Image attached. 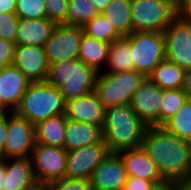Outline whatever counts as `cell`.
I'll return each instance as SVG.
<instances>
[{
    "instance_id": "4fadbf2b",
    "label": "cell",
    "mask_w": 191,
    "mask_h": 190,
    "mask_svg": "<svg viewBox=\"0 0 191 190\" xmlns=\"http://www.w3.org/2000/svg\"><path fill=\"white\" fill-rule=\"evenodd\" d=\"M162 95L163 89L147 77L131 98V108L148 127L160 126Z\"/></svg>"
},
{
    "instance_id": "f35d334b",
    "label": "cell",
    "mask_w": 191,
    "mask_h": 190,
    "mask_svg": "<svg viewBox=\"0 0 191 190\" xmlns=\"http://www.w3.org/2000/svg\"><path fill=\"white\" fill-rule=\"evenodd\" d=\"M16 0H0V12L15 13Z\"/></svg>"
},
{
    "instance_id": "e0dca14e",
    "label": "cell",
    "mask_w": 191,
    "mask_h": 190,
    "mask_svg": "<svg viewBox=\"0 0 191 190\" xmlns=\"http://www.w3.org/2000/svg\"><path fill=\"white\" fill-rule=\"evenodd\" d=\"M106 107L99 101L95 91L66 101L67 119L103 127Z\"/></svg>"
},
{
    "instance_id": "1f68e13d",
    "label": "cell",
    "mask_w": 191,
    "mask_h": 190,
    "mask_svg": "<svg viewBox=\"0 0 191 190\" xmlns=\"http://www.w3.org/2000/svg\"><path fill=\"white\" fill-rule=\"evenodd\" d=\"M19 21L16 13L0 12V38L15 43Z\"/></svg>"
},
{
    "instance_id": "d6a6232c",
    "label": "cell",
    "mask_w": 191,
    "mask_h": 190,
    "mask_svg": "<svg viewBox=\"0 0 191 190\" xmlns=\"http://www.w3.org/2000/svg\"><path fill=\"white\" fill-rule=\"evenodd\" d=\"M47 18L55 24H66L68 0H44Z\"/></svg>"
},
{
    "instance_id": "d4e9b609",
    "label": "cell",
    "mask_w": 191,
    "mask_h": 190,
    "mask_svg": "<svg viewBox=\"0 0 191 190\" xmlns=\"http://www.w3.org/2000/svg\"><path fill=\"white\" fill-rule=\"evenodd\" d=\"M185 70L165 59L161 61L148 78L163 90L179 89L183 86Z\"/></svg>"
},
{
    "instance_id": "7a4b0ae2",
    "label": "cell",
    "mask_w": 191,
    "mask_h": 190,
    "mask_svg": "<svg viewBox=\"0 0 191 190\" xmlns=\"http://www.w3.org/2000/svg\"><path fill=\"white\" fill-rule=\"evenodd\" d=\"M147 128L130 104L110 106L105 112L103 141L110 153L141 147Z\"/></svg>"
},
{
    "instance_id": "bcb514c9",
    "label": "cell",
    "mask_w": 191,
    "mask_h": 190,
    "mask_svg": "<svg viewBox=\"0 0 191 190\" xmlns=\"http://www.w3.org/2000/svg\"><path fill=\"white\" fill-rule=\"evenodd\" d=\"M168 1H170L176 6L181 0H168Z\"/></svg>"
},
{
    "instance_id": "5b68a950",
    "label": "cell",
    "mask_w": 191,
    "mask_h": 190,
    "mask_svg": "<svg viewBox=\"0 0 191 190\" xmlns=\"http://www.w3.org/2000/svg\"><path fill=\"white\" fill-rule=\"evenodd\" d=\"M146 78L145 74L136 70L120 73L100 72L96 81L95 93L106 108L129 104L134 93Z\"/></svg>"
},
{
    "instance_id": "b9f144b4",
    "label": "cell",
    "mask_w": 191,
    "mask_h": 190,
    "mask_svg": "<svg viewBox=\"0 0 191 190\" xmlns=\"http://www.w3.org/2000/svg\"><path fill=\"white\" fill-rule=\"evenodd\" d=\"M4 176H6V159H0V185L4 189Z\"/></svg>"
},
{
    "instance_id": "30bf717a",
    "label": "cell",
    "mask_w": 191,
    "mask_h": 190,
    "mask_svg": "<svg viewBox=\"0 0 191 190\" xmlns=\"http://www.w3.org/2000/svg\"><path fill=\"white\" fill-rule=\"evenodd\" d=\"M83 27L56 24L50 38L44 44L49 65L67 59H78Z\"/></svg>"
},
{
    "instance_id": "d6986e66",
    "label": "cell",
    "mask_w": 191,
    "mask_h": 190,
    "mask_svg": "<svg viewBox=\"0 0 191 190\" xmlns=\"http://www.w3.org/2000/svg\"><path fill=\"white\" fill-rule=\"evenodd\" d=\"M36 184L31 157L6 159L3 190H28Z\"/></svg>"
},
{
    "instance_id": "ee69618b",
    "label": "cell",
    "mask_w": 191,
    "mask_h": 190,
    "mask_svg": "<svg viewBox=\"0 0 191 190\" xmlns=\"http://www.w3.org/2000/svg\"><path fill=\"white\" fill-rule=\"evenodd\" d=\"M28 190H48L47 185L45 184H36L34 187Z\"/></svg>"
},
{
    "instance_id": "9c48e42d",
    "label": "cell",
    "mask_w": 191,
    "mask_h": 190,
    "mask_svg": "<svg viewBox=\"0 0 191 190\" xmlns=\"http://www.w3.org/2000/svg\"><path fill=\"white\" fill-rule=\"evenodd\" d=\"M35 143V125L8 110L3 159L31 157Z\"/></svg>"
},
{
    "instance_id": "277c9868",
    "label": "cell",
    "mask_w": 191,
    "mask_h": 190,
    "mask_svg": "<svg viewBox=\"0 0 191 190\" xmlns=\"http://www.w3.org/2000/svg\"><path fill=\"white\" fill-rule=\"evenodd\" d=\"M66 101L59 88L45 82H31L15 113L36 125L51 116L65 113Z\"/></svg>"
},
{
    "instance_id": "7c38bea8",
    "label": "cell",
    "mask_w": 191,
    "mask_h": 190,
    "mask_svg": "<svg viewBox=\"0 0 191 190\" xmlns=\"http://www.w3.org/2000/svg\"><path fill=\"white\" fill-rule=\"evenodd\" d=\"M109 154L104 141L68 151L65 178L89 181L92 172Z\"/></svg>"
},
{
    "instance_id": "6da1fadb",
    "label": "cell",
    "mask_w": 191,
    "mask_h": 190,
    "mask_svg": "<svg viewBox=\"0 0 191 190\" xmlns=\"http://www.w3.org/2000/svg\"><path fill=\"white\" fill-rule=\"evenodd\" d=\"M157 165L166 182L183 184L191 177V142L162 126L148 127L141 146Z\"/></svg>"
},
{
    "instance_id": "836d02e7",
    "label": "cell",
    "mask_w": 191,
    "mask_h": 190,
    "mask_svg": "<svg viewBox=\"0 0 191 190\" xmlns=\"http://www.w3.org/2000/svg\"><path fill=\"white\" fill-rule=\"evenodd\" d=\"M48 190H92L91 183L84 179L62 178L47 184Z\"/></svg>"
},
{
    "instance_id": "f1b7e54d",
    "label": "cell",
    "mask_w": 191,
    "mask_h": 190,
    "mask_svg": "<svg viewBox=\"0 0 191 190\" xmlns=\"http://www.w3.org/2000/svg\"><path fill=\"white\" fill-rule=\"evenodd\" d=\"M83 31L85 34L109 44L122 37L102 13L83 26Z\"/></svg>"
},
{
    "instance_id": "8d00e7d4",
    "label": "cell",
    "mask_w": 191,
    "mask_h": 190,
    "mask_svg": "<svg viewBox=\"0 0 191 190\" xmlns=\"http://www.w3.org/2000/svg\"><path fill=\"white\" fill-rule=\"evenodd\" d=\"M7 124H8V110H2L0 111V159H3Z\"/></svg>"
},
{
    "instance_id": "d590c367",
    "label": "cell",
    "mask_w": 191,
    "mask_h": 190,
    "mask_svg": "<svg viewBox=\"0 0 191 190\" xmlns=\"http://www.w3.org/2000/svg\"><path fill=\"white\" fill-rule=\"evenodd\" d=\"M158 185L136 176H127L123 190H154Z\"/></svg>"
},
{
    "instance_id": "7402d4cb",
    "label": "cell",
    "mask_w": 191,
    "mask_h": 190,
    "mask_svg": "<svg viewBox=\"0 0 191 190\" xmlns=\"http://www.w3.org/2000/svg\"><path fill=\"white\" fill-rule=\"evenodd\" d=\"M67 117L61 113L35 125V144L64 148Z\"/></svg>"
},
{
    "instance_id": "ffe728a7",
    "label": "cell",
    "mask_w": 191,
    "mask_h": 190,
    "mask_svg": "<svg viewBox=\"0 0 191 190\" xmlns=\"http://www.w3.org/2000/svg\"><path fill=\"white\" fill-rule=\"evenodd\" d=\"M56 24L48 18H20L15 45L44 47Z\"/></svg>"
},
{
    "instance_id": "7bdbcfd3",
    "label": "cell",
    "mask_w": 191,
    "mask_h": 190,
    "mask_svg": "<svg viewBox=\"0 0 191 190\" xmlns=\"http://www.w3.org/2000/svg\"><path fill=\"white\" fill-rule=\"evenodd\" d=\"M90 1L101 13L106 8V6L110 3L111 0H90Z\"/></svg>"
},
{
    "instance_id": "ab89813d",
    "label": "cell",
    "mask_w": 191,
    "mask_h": 190,
    "mask_svg": "<svg viewBox=\"0 0 191 190\" xmlns=\"http://www.w3.org/2000/svg\"><path fill=\"white\" fill-rule=\"evenodd\" d=\"M182 89L191 98V68L185 70Z\"/></svg>"
},
{
    "instance_id": "e575fe53",
    "label": "cell",
    "mask_w": 191,
    "mask_h": 190,
    "mask_svg": "<svg viewBox=\"0 0 191 190\" xmlns=\"http://www.w3.org/2000/svg\"><path fill=\"white\" fill-rule=\"evenodd\" d=\"M15 43L0 38V68L13 64Z\"/></svg>"
},
{
    "instance_id": "f6af8a7d",
    "label": "cell",
    "mask_w": 191,
    "mask_h": 190,
    "mask_svg": "<svg viewBox=\"0 0 191 190\" xmlns=\"http://www.w3.org/2000/svg\"><path fill=\"white\" fill-rule=\"evenodd\" d=\"M184 187L187 190H191V177H189L184 183H183Z\"/></svg>"
},
{
    "instance_id": "9a60e30c",
    "label": "cell",
    "mask_w": 191,
    "mask_h": 190,
    "mask_svg": "<svg viewBox=\"0 0 191 190\" xmlns=\"http://www.w3.org/2000/svg\"><path fill=\"white\" fill-rule=\"evenodd\" d=\"M127 173L121 157L110 153L92 172L89 179L92 190H123Z\"/></svg>"
},
{
    "instance_id": "ba28073f",
    "label": "cell",
    "mask_w": 191,
    "mask_h": 190,
    "mask_svg": "<svg viewBox=\"0 0 191 190\" xmlns=\"http://www.w3.org/2000/svg\"><path fill=\"white\" fill-rule=\"evenodd\" d=\"M67 154L62 147L35 144L31 161L37 183L47 185L65 178Z\"/></svg>"
},
{
    "instance_id": "60d3db41",
    "label": "cell",
    "mask_w": 191,
    "mask_h": 190,
    "mask_svg": "<svg viewBox=\"0 0 191 190\" xmlns=\"http://www.w3.org/2000/svg\"><path fill=\"white\" fill-rule=\"evenodd\" d=\"M184 185L177 182H165L158 185L154 190H181Z\"/></svg>"
},
{
    "instance_id": "484cf974",
    "label": "cell",
    "mask_w": 191,
    "mask_h": 190,
    "mask_svg": "<svg viewBox=\"0 0 191 190\" xmlns=\"http://www.w3.org/2000/svg\"><path fill=\"white\" fill-rule=\"evenodd\" d=\"M101 13L121 36H128L133 32L131 0H111Z\"/></svg>"
},
{
    "instance_id": "8992f818",
    "label": "cell",
    "mask_w": 191,
    "mask_h": 190,
    "mask_svg": "<svg viewBox=\"0 0 191 190\" xmlns=\"http://www.w3.org/2000/svg\"><path fill=\"white\" fill-rule=\"evenodd\" d=\"M178 17L168 0H131L133 32H163Z\"/></svg>"
},
{
    "instance_id": "74e56055",
    "label": "cell",
    "mask_w": 191,
    "mask_h": 190,
    "mask_svg": "<svg viewBox=\"0 0 191 190\" xmlns=\"http://www.w3.org/2000/svg\"><path fill=\"white\" fill-rule=\"evenodd\" d=\"M178 17L181 19H191V0H181L176 5Z\"/></svg>"
},
{
    "instance_id": "52a82bcc",
    "label": "cell",
    "mask_w": 191,
    "mask_h": 190,
    "mask_svg": "<svg viewBox=\"0 0 191 190\" xmlns=\"http://www.w3.org/2000/svg\"><path fill=\"white\" fill-rule=\"evenodd\" d=\"M132 49L134 70L147 77L153 69L166 59L165 37L163 32L139 31L126 36Z\"/></svg>"
},
{
    "instance_id": "8fae6325",
    "label": "cell",
    "mask_w": 191,
    "mask_h": 190,
    "mask_svg": "<svg viewBox=\"0 0 191 190\" xmlns=\"http://www.w3.org/2000/svg\"><path fill=\"white\" fill-rule=\"evenodd\" d=\"M166 59L184 70L191 68V19L177 17L164 31Z\"/></svg>"
},
{
    "instance_id": "603a6c76",
    "label": "cell",
    "mask_w": 191,
    "mask_h": 190,
    "mask_svg": "<svg viewBox=\"0 0 191 190\" xmlns=\"http://www.w3.org/2000/svg\"><path fill=\"white\" fill-rule=\"evenodd\" d=\"M109 45L83 32L78 59L97 72H103L107 65Z\"/></svg>"
},
{
    "instance_id": "cb8c5ba5",
    "label": "cell",
    "mask_w": 191,
    "mask_h": 190,
    "mask_svg": "<svg viewBox=\"0 0 191 190\" xmlns=\"http://www.w3.org/2000/svg\"><path fill=\"white\" fill-rule=\"evenodd\" d=\"M134 70L132 49L126 36L113 41L109 45L107 65L103 72L120 73Z\"/></svg>"
},
{
    "instance_id": "5bb4252c",
    "label": "cell",
    "mask_w": 191,
    "mask_h": 190,
    "mask_svg": "<svg viewBox=\"0 0 191 190\" xmlns=\"http://www.w3.org/2000/svg\"><path fill=\"white\" fill-rule=\"evenodd\" d=\"M31 81L16 66L0 68V108L15 111Z\"/></svg>"
},
{
    "instance_id": "2e32d148",
    "label": "cell",
    "mask_w": 191,
    "mask_h": 190,
    "mask_svg": "<svg viewBox=\"0 0 191 190\" xmlns=\"http://www.w3.org/2000/svg\"><path fill=\"white\" fill-rule=\"evenodd\" d=\"M13 65L31 82H45L47 79L49 63L44 47L16 45Z\"/></svg>"
},
{
    "instance_id": "44dd1931",
    "label": "cell",
    "mask_w": 191,
    "mask_h": 190,
    "mask_svg": "<svg viewBox=\"0 0 191 190\" xmlns=\"http://www.w3.org/2000/svg\"><path fill=\"white\" fill-rule=\"evenodd\" d=\"M103 141L102 127L67 119L64 149L67 151L82 148Z\"/></svg>"
},
{
    "instance_id": "3957f363",
    "label": "cell",
    "mask_w": 191,
    "mask_h": 190,
    "mask_svg": "<svg viewBox=\"0 0 191 190\" xmlns=\"http://www.w3.org/2000/svg\"><path fill=\"white\" fill-rule=\"evenodd\" d=\"M99 72L79 59L49 65L46 82L59 88L65 101L95 91Z\"/></svg>"
},
{
    "instance_id": "f546056e",
    "label": "cell",
    "mask_w": 191,
    "mask_h": 190,
    "mask_svg": "<svg viewBox=\"0 0 191 190\" xmlns=\"http://www.w3.org/2000/svg\"><path fill=\"white\" fill-rule=\"evenodd\" d=\"M188 98L189 96L182 88L163 90L160 107V126L173 117Z\"/></svg>"
},
{
    "instance_id": "4dcf8cb0",
    "label": "cell",
    "mask_w": 191,
    "mask_h": 190,
    "mask_svg": "<svg viewBox=\"0 0 191 190\" xmlns=\"http://www.w3.org/2000/svg\"><path fill=\"white\" fill-rule=\"evenodd\" d=\"M15 13L23 19L47 18L44 0H16Z\"/></svg>"
},
{
    "instance_id": "83f0119b",
    "label": "cell",
    "mask_w": 191,
    "mask_h": 190,
    "mask_svg": "<svg viewBox=\"0 0 191 190\" xmlns=\"http://www.w3.org/2000/svg\"><path fill=\"white\" fill-rule=\"evenodd\" d=\"M99 14L90 0H68L66 25L83 27Z\"/></svg>"
},
{
    "instance_id": "4316f807",
    "label": "cell",
    "mask_w": 191,
    "mask_h": 190,
    "mask_svg": "<svg viewBox=\"0 0 191 190\" xmlns=\"http://www.w3.org/2000/svg\"><path fill=\"white\" fill-rule=\"evenodd\" d=\"M162 127L180 139L191 142V98Z\"/></svg>"
},
{
    "instance_id": "ac0fdd59",
    "label": "cell",
    "mask_w": 191,
    "mask_h": 190,
    "mask_svg": "<svg viewBox=\"0 0 191 190\" xmlns=\"http://www.w3.org/2000/svg\"><path fill=\"white\" fill-rule=\"evenodd\" d=\"M117 154L121 157L127 176H136L162 185L166 181L161 176L157 165L142 147L124 149Z\"/></svg>"
}]
</instances>
